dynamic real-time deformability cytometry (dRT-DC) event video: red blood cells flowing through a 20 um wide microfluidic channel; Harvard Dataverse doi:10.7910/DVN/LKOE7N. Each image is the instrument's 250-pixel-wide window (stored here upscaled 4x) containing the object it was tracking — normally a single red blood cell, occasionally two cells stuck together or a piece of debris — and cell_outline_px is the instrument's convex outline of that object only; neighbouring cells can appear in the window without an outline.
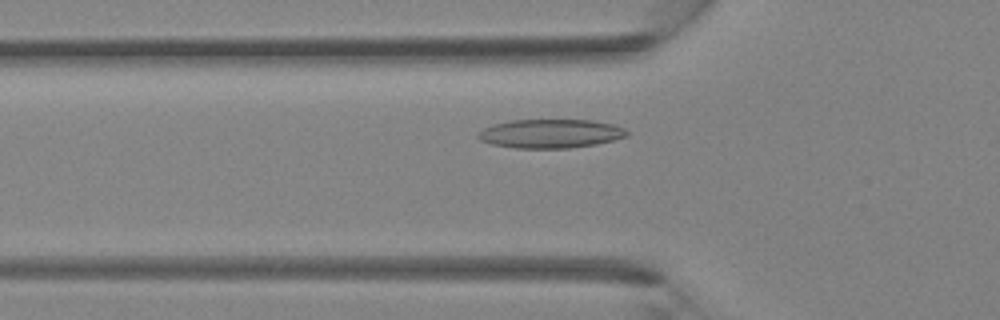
{"species": "Egyptian fruit bat (a non-hibernating species)", "species_latin": "Rousettus aegyptiacus", "temperature_condition": "room temperature", "stored_images_in_passage": 35, "camera_frame_rate_fps": 3000, "um_per_image_px": 0.085, "animal": {"sex": "female"}, "frame": {"image": 1, "passage_image": 9, "time_ms": 2.667, "image_size_px": [1000, 320], "cell_outline_px": [[632, 132], [628, 136], [596, 144], [568, 148], [516, 148], [492, 144], [480, 140], [476, 136], [476, 132], [492, 124], [512, 120], [592, 120], [612, 124], [624, 128]], "centroid_in_image_um": [46.79, 11.35], "position_along_channel_um": 79.0, "area_um2": 25.14}}
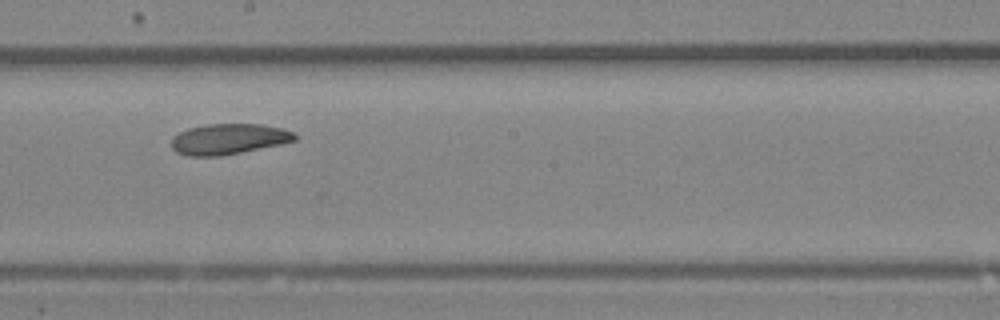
{"frame": {"image": 2, "passage_image": 18, "time_ms": 5.667, "image_size_px": [1000, 320], "cell_outline_px": [[296, 140], [280, 144], [220, 156], [188, 156], [176, 152], [172, 148], [172, 136], [188, 128], [208, 124], [264, 124], [284, 128], [296, 132]], "centroid_in_image_um": [19.45, 11.81], "position_along_channel_um": 228.8, "area_um2": 22.08}}
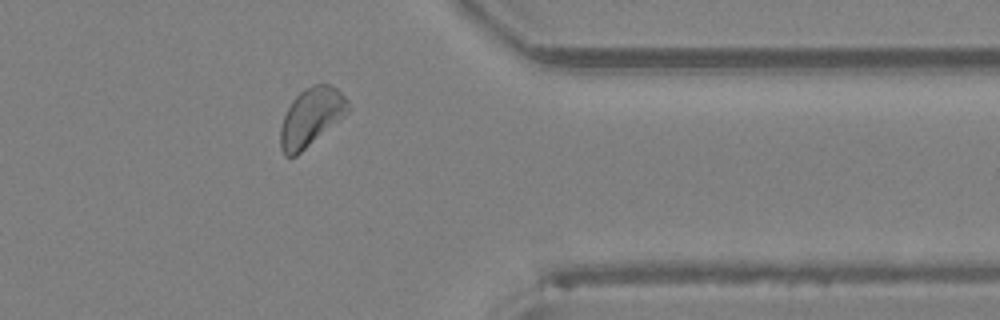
{"frame": {"image": 3, "passage_image": 28, "time_ms": 9.0, "image_size_px": [1000, 320], "cell_outline_px": [[348, 112], [344, 116], [296, 156], [284, 156], [280, 148], [280, 128], [284, 116], [292, 100], [304, 88], [312, 84], [328, 84], [336, 88], [348, 100]], "centroid_in_image_um": [26.42, 9.95], "position_along_channel_um": 385.0, "area_um2": 22.66}}